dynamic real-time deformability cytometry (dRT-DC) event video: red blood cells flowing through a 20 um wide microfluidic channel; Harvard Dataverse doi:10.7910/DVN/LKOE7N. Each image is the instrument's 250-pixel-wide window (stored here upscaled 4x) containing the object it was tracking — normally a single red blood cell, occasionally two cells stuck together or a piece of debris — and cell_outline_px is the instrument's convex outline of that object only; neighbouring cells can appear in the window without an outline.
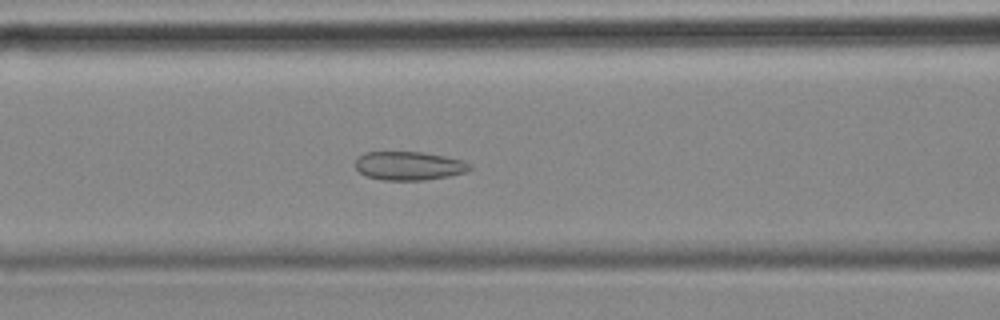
{"species": "common noctule bat (a hibernating species)", "species_latin": "Nyctalus noctula", "temperature_condition": "cold", "stored_images_in_passage": 53, "camera_frame_rate_fps": 3000, "um_per_image_px": 0.085, "animal": {"sex": "female", "body_mass_g": 18.4}, "frame": {"image": 1, "passage_image": 20, "time_ms": 6.333, "image_size_px": [1000, 320], "cell_outline_px": [[472, 168], [468, 172], [448, 176], [424, 180], [384, 180], [368, 176], [360, 172], [356, 168], [356, 160], [364, 152], [420, 152], [444, 156], [464, 160], [472, 164]], "centroid_in_image_um": [34.82, 14.09], "position_along_channel_um": 131.8, "area_um2": 19.07}}
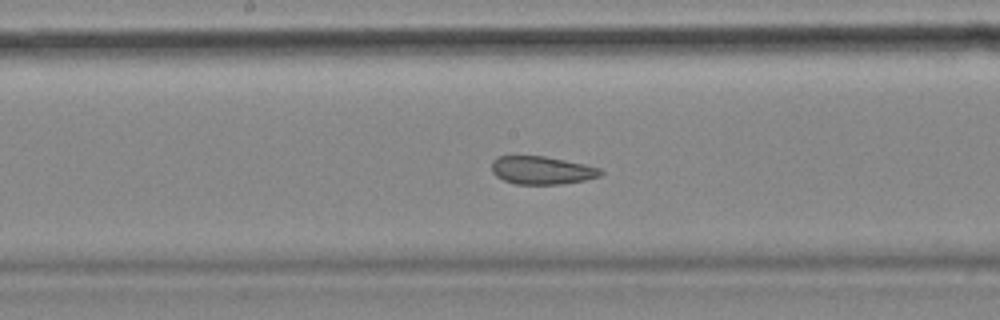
{"frame": {"image": 2, "passage_image": 26, "time_ms": 8.333, "image_size_px": [1000, 320], "cell_outline_px": [[604, 172], [600, 176], [584, 180], [560, 184], [516, 184], [504, 180], [496, 176], [492, 172], [492, 160], [496, 156], [544, 156], [584, 164], [600, 168]], "centroid_in_image_um": [46.04, 14.47], "position_along_channel_um": 202.2, "area_um2": 17.74}}
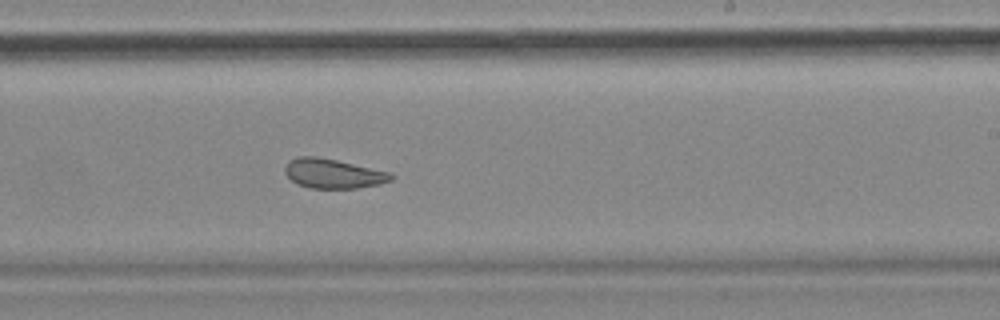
{"frame": {"image": 3, "passage_image": 31, "time_ms": 10.0, "image_size_px": [1000, 320], "cell_outline_px": [[396, 176], [392, 180], [380, 184], [356, 188], [308, 188], [296, 184], [284, 172], [284, 168], [288, 160], [300, 156], [316, 156], [336, 160], [392, 172]], "centroid_in_image_um": [28.33, 14.75], "position_along_channel_um": 260.7, "area_um2": 18.44}, "authors_computed_cell_mechanics": {"area_um2": 21.2126, "velocity_mm_per_s": 3.5259, "shape_relaxation_time_tau1_ms": null, "shape_relaxation_time_tau2_ms": 1.7874, "deformation_change_tau1": null, "deformation_change_tau2": 0.0739}}